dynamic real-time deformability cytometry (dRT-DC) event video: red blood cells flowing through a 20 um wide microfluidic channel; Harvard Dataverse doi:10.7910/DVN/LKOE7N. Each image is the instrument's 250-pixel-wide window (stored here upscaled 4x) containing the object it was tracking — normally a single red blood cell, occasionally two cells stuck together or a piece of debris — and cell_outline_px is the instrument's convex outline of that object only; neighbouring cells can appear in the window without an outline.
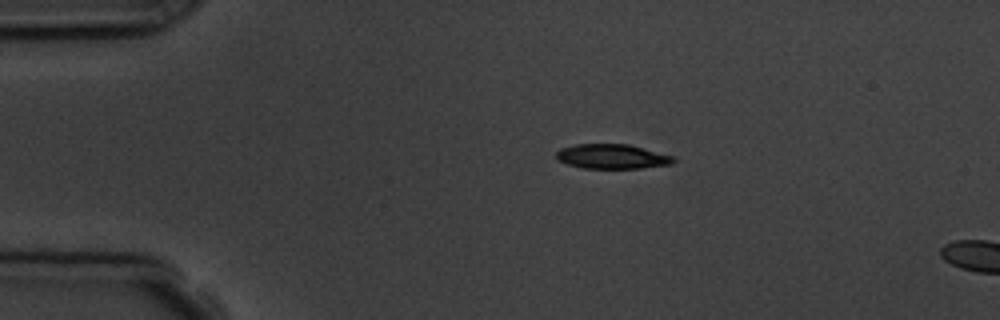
{"species": "common noctule bat (a hibernating species)", "species_latin": "Nyctalus noctula", "temperature_condition": "room temperature", "stored_images_in_passage": 5, "camera_frame_rate_fps": 3000, "um_per_image_px": 0.085, "animal": {"sex": "male", "body_mass_g": 19.5, "forearm_length_mm": 54.6}, "frame": {"image": 1, "passage_image": 3, "time_ms": 2.333, "image_size_px": [1000, 320], "cell_outline_px": [[676, 160], [672, 164], [640, 168], [580, 168], [556, 160], [556, 152], [560, 148], [576, 144], [628, 144], [676, 156]], "centroid_in_image_um": [52.04, 13.3], "position_along_channel_um": 33.0, "area_um2": 16.99}}